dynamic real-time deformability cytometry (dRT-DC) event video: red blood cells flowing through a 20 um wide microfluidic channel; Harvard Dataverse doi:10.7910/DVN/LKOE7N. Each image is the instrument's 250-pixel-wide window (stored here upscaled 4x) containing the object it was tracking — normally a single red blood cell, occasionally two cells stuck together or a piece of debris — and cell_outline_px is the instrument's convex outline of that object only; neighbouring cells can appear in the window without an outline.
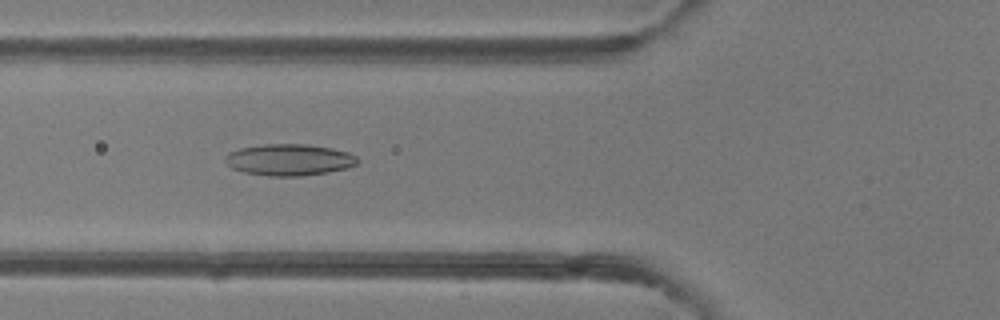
{"species": "common noctule bat (a hibernating species)", "species_latin": "Nyctalus noctula", "temperature_condition": "room temperature", "stored_images_in_passage": 45, "camera_frame_rate_fps": 3000, "um_per_image_px": 0.085, "animal": {"sex": "female"}, "frame": {"image": 1, "passage_image": 15, "time_ms": 4.667, "image_size_px": [1000, 320], "cell_outline_px": [[360, 160], [356, 164], [348, 168], [328, 172], [300, 176], [272, 176], [244, 172], [232, 168], [224, 160], [224, 156], [240, 148], [264, 144], [308, 144], [332, 148], [348, 152], [356, 156]], "centroid_in_image_um": [24.61, 13.58], "position_along_channel_um": 101.2, "area_um2": 24.28}}
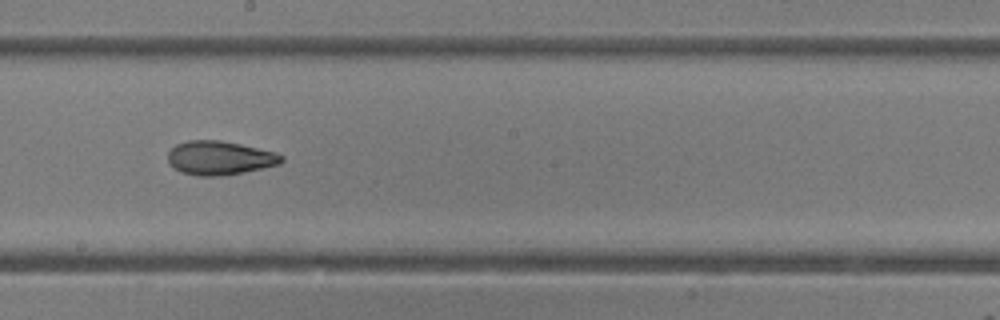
{"frame": {"image": 2, "passage_image": 24, "time_ms": 7.667, "image_size_px": [1000, 320], "cell_outline_px": [[284, 160], [280, 164], [244, 172], [220, 176], [196, 176], [180, 172], [168, 164], [168, 152], [176, 144], [188, 140], [220, 140], [240, 144], [276, 152], [284, 156]], "centroid_in_image_um": [18.66, 13.43], "position_along_channel_um": 229.5, "area_um2": 22.6}}
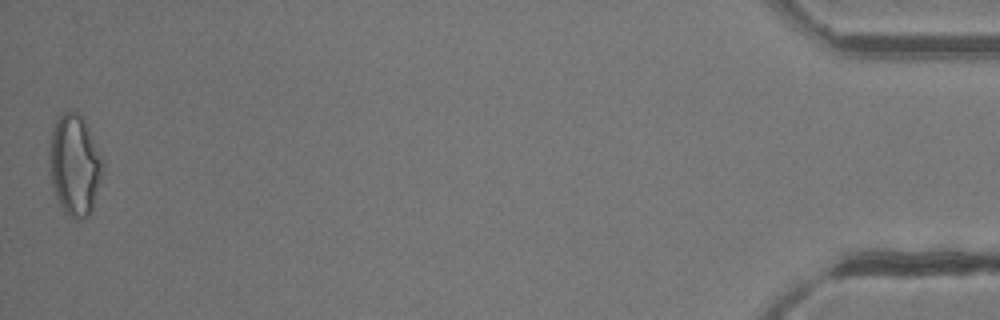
{"frame": {"image": 3, "passage_image": 45, "time_ms": 14.667, "image_size_px": [1000, 320], "cell_outline_px": [[104, 164], [92, 212], [84, 220], [72, 220], [64, 212], [56, 196], [52, 184], [48, 152], [52, 132], [56, 120], [64, 112], [76, 108], [84, 120], [88, 128]], "centroid_in_image_um": [6.34, 14.05], "position_along_channel_um": 428.9, "area_um2": 31.44}, "authors_computed_cell_mechanics": {"area_um2": 23.987, "velocity_mm_per_s": 4.2558, "shape_relaxation_time_tau1_ms": null, "shape_relaxation_time_tau2_ms": 2.2549, "deformation_change_tau1": null, "deformation_change_tau2": 0.0941}}